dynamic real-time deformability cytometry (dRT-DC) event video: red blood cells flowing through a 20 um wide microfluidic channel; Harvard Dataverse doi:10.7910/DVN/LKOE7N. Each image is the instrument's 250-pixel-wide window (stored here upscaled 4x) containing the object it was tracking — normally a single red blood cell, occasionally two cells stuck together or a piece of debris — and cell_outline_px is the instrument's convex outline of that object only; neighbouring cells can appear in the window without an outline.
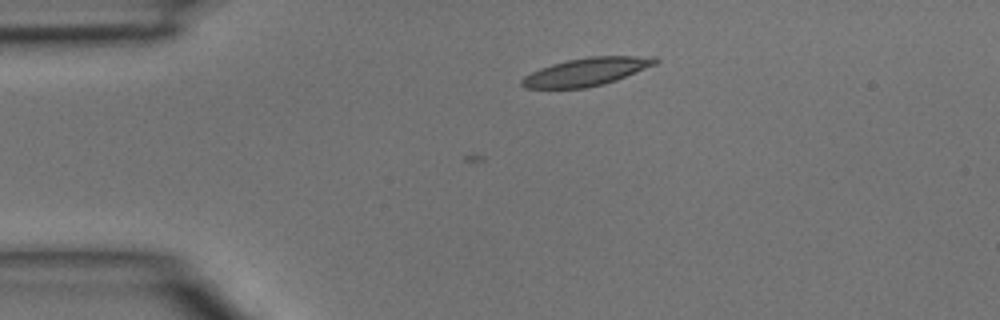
{"species": "common noctule bat (a hibernating species)", "species_latin": "Nyctalus noctula", "temperature_condition": "room temperature", "stored_images_in_passage": 4, "camera_frame_rate_fps": 3000, "um_per_image_px": 0.085, "animal": {"sex": "male", "body_mass_g": 15.6}, "frame": {"image": 1, "passage_image": 2, "time_ms": 0.333, "image_size_px": [1000, 320], "cell_outline_px": [[660, 60], [656, 64], [616, 80], [604, 84], [584, 88], [524, 88], [520, 84], [520, 80], [524, 76], [540, 68], [552, 64], [568, 60], [588, 56], [656, 56]], "centroid_in_image_um": [49.85, 6.09], "position_along_channel_um": 35.1, "area_um2": 21.73}}